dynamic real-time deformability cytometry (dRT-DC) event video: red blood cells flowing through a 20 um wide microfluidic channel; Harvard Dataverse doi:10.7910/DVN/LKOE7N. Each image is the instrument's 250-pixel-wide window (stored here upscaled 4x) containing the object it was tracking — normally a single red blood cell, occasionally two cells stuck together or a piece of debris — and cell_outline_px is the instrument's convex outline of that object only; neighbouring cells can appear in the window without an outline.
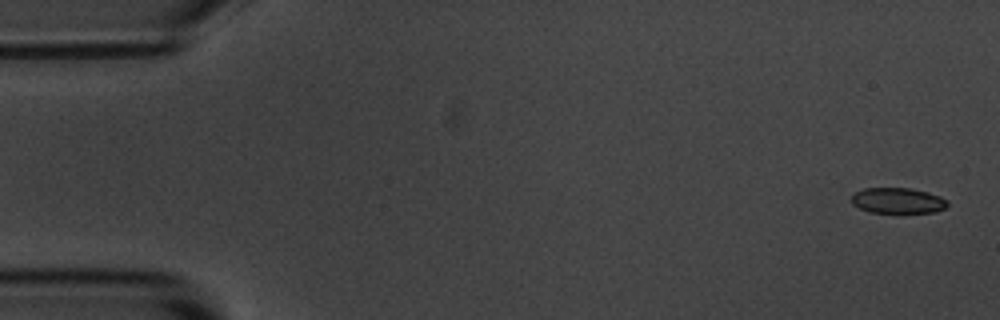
{"species": "common noctule bat (a hibernating species)", "species_latin": "Nyctalus noctula", "temperature_condition": "room temperature", "stored_images_in_passage": 7, "camera_frame_rate_fps": 3000, "um_per_image_px": 0.085, "animal": {"sex": "male", "body_mass_g": 20.1, "forearm_length_mm": 53.5}, "frame": {"image": 1, "passage_image": 1, "time_ms": 0.0, "image_size_px": [1000, 320], "cell_outline_px": [[948, 204], [944, 208], [936, 212], [868, 212], [852, 204], [852, 196], [856, 192], [864, 188], [912, 188], [928, 192], [940, 196], [948, 200]], "centroid_in_image_um": [76.33, 17.04], "position_along_channel_um": 8.7, "area_um2": 14.28}}
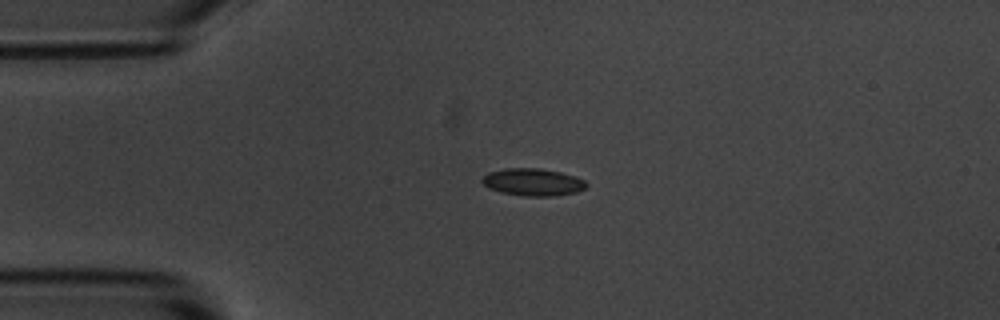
{"frame": {"image": 2, "passage_image": 4, "time_ms": 3.667, "image_size_px": [1000, 320], "cell_outline_px": [[588, 184], [584, 188], [576, 192], [552, 196], [524, 196], [500, 192], [488, 188], [480, 180], [488, 172], [504, 168], [540, 168], [560, 172], [576, 176], [584, 180]], "centroid_in_image_um": [45.27, 15.47], "position_along_channel_um": 39.7, "area_um2": 16.65}}
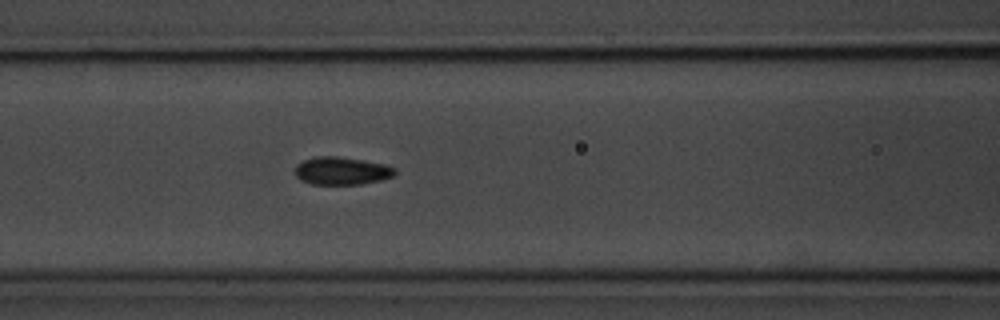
{"frame": {"image": 3, "passage_image": 7, "time_ms": 7.0, "image_size_px": [1000, 320], "cell_outline_px": [[396, 172], [392, 176], [380, 180], [360, 184], [312, 184], [300, 180], [296, 176], [296, 164], [304, 160], [316, 156], [336, 156], [364, 160], [384, 164], [396, 168]], "centroid_in_image_um": [29.03, 14.51], "position_along_channel_um": 137.6, "area_um2": 16.13}}